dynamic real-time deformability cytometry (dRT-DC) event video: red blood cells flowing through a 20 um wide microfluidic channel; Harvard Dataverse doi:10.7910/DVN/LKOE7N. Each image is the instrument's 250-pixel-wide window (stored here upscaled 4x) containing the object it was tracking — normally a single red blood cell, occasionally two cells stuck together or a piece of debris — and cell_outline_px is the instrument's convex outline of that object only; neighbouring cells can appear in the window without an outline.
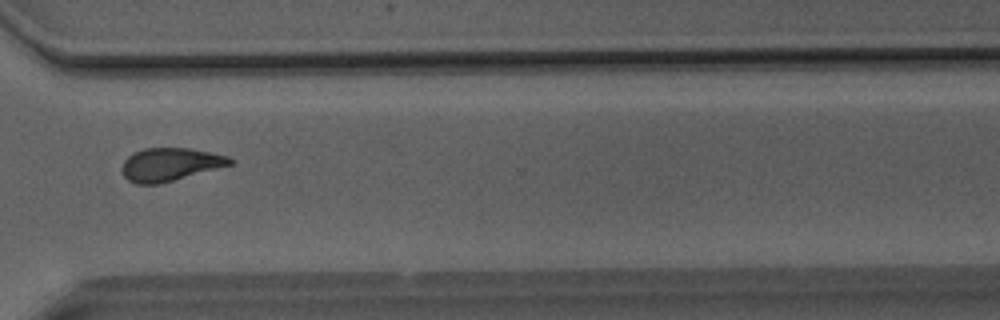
{"species": "Egyptian fruit bat (a non-hibernating species)", "species_latin": "Rousettus aegyptiacus", "temperature_condition": "room temperature", "stored_images_in_passage": 45, "camera_frame_rate_fps": 3000, "um_per_image_px": 0.085, "animal": {"sex": "male"}, "frame": {"image": 1, "passage_image": 38, "time_ms": 12.333, "image_size_px": [1000, 320], "cell_outline_px": [[236, 160], [232, 164], [160, 184], [136, 184], [128, 180], [124, 176], [120, 168], [124, 160], [128, 156], [144, 148], [188, 148], [228, 156]], "centroid_in_image_um": [14.43, 13.98], "position_along_channel_um": 356.2, "area_um2": 20.75}}
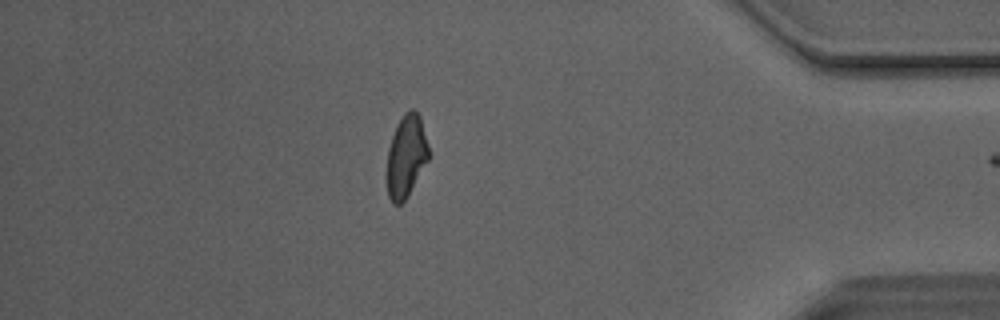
{"frame": {"image": 2, "passage_image": 44, "time_ms": 14.333, "image_size_px": [1000, 320], "cell_outline_px": [[428, 160], [408, 196], [400, 204], [392, 204], [388, 196], [388, 148], [396, 124], [404, 112], [408, 108], [412, 108], [420, 116], [428, 144]], "centroid_in_image_um": [34.53, 13.25], "position_along_channel_um": 400.7, "area_um2": 19.88}, "authors_computed_cell_mechanics": {"area_um2": 21.5594, "velocity_mm_per_s": 4.134, "shape_relaxation_time_tau1_ms": 10.4697, "shape_relaxation_time_tau2_ms": 2.466, "deformation_change_tau1": 0.2396, "deformation_change_tau2": 0.1043}}